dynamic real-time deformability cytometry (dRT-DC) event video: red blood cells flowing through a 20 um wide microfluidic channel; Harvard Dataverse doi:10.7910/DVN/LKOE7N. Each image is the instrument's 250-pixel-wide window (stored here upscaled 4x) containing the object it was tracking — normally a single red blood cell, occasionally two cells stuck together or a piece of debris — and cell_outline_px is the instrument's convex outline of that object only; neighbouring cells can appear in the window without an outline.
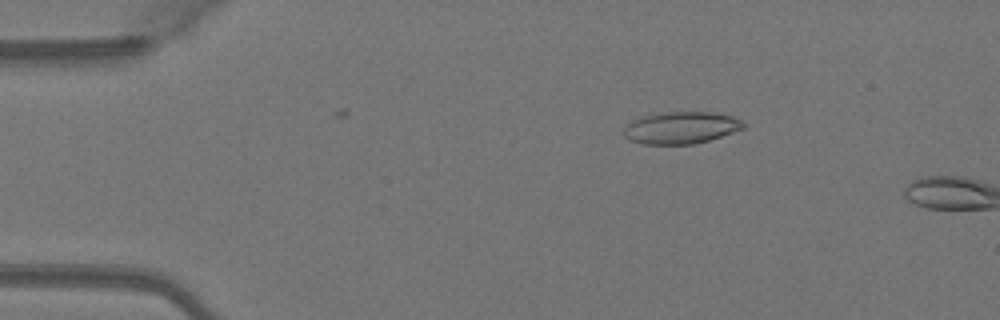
{"species": "Egyptian fruit bat (a non-hibernating species)", "species_latin": "Rousettus aegyptiacus", "temperature_condition": "warm", "stored_images_in_passage": 9, "camera_frame_rate_fps": 3000, "um_per_image_px": 0.085, "animal": {"sex": "female"}, "frame": {"image": 1, "passage_image": 8, "time_ms": 2.333, "image_size_px": [1000, 320], "cell_outline_px": [[748, 124], [744, 128], [708, 140], [692, 144], [644, 144], [628, 140], [624, 136], [624, 128], [632, 120], [644, 116], [660, 112], [712, 112], [732, 116]], "centroid_in_image_um": [57.87, 10.85], "position_along_channel_um": 27.1, "area_um2": 22.25}}